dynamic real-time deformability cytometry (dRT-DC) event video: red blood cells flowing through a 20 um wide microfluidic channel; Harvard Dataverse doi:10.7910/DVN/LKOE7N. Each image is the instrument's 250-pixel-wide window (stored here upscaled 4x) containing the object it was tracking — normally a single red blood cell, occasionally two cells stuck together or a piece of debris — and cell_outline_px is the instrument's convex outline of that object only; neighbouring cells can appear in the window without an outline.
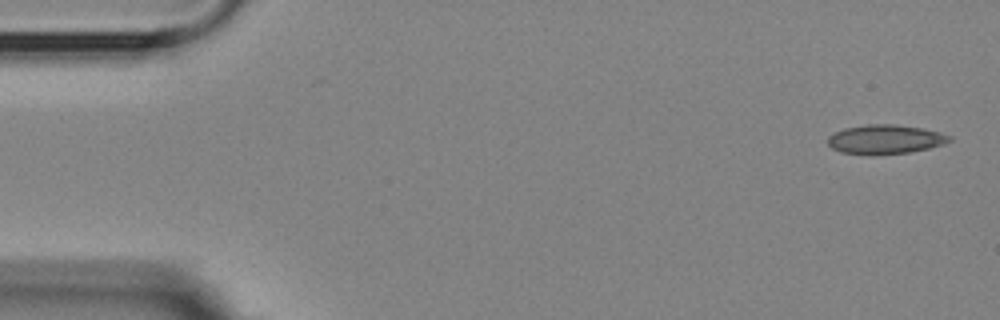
{"species": "Egyptian fruit bat (a non-hibernating species)", "species_latin": "Rousettus aegyptiacus", "temperature_condition": "room temperature", "stored_images_in_passage": 5, "camera_frame_rate_fps": 3000, "um_per_image_px": 0.085, "animal": {"sex": "female"}, "frame": {"image": 1, "passage_image": 1, "time_ms": 0.0, "image_size_px": [1000, 320], "cell_outline_px": [[952, 140], [944, 144], [928, 148], [908, 152], [872, 156], [840, 152], [832, 148], [828, 144], [828, 136], [844, 128], [868, 124], [892, 124], [920, 128], [940, 132], [952, 136]], "centroid_in_image_um": [75.23, 11.86], "position_along_channel_um": 9.8, "area_um2": 20.81}}
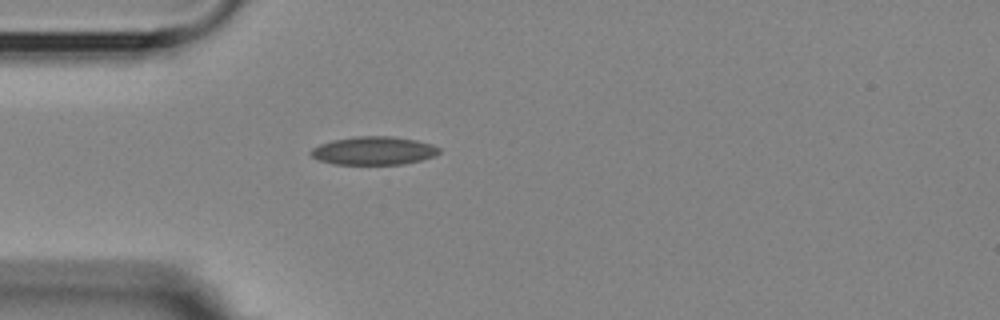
{"frame": {"image": 2, "passage_image": 5, "time_ms": 4.333, "image_size_px": [1000, 320], "cell_outline_px": [[440, 152], [436, 156], [404, 164], [332, 164], [316, 160], [308, 152], [312, 148], [320, 144], [332, 140], [356, 136], [392, 136], [416, 140], [432, 144], [440, 148]], "centroid_in_image_um": [31.75, 12.81], "position_along_channel_um": 53.3, "area_um2": 21.33}}